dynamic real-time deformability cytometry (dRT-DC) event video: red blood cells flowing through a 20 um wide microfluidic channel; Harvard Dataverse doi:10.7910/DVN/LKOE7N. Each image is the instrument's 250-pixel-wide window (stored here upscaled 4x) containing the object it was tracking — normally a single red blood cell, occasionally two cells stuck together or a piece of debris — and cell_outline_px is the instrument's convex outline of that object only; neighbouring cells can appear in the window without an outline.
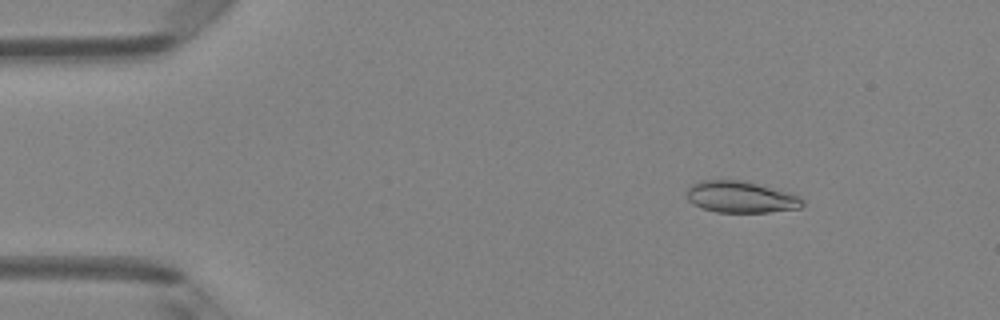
{"species": "Egyptian fruit bat (a non-hibernating species)", "species_latin": "Rousettus aegyptiacus", "temperature_condition": "room temperature", "stored_images_in_passage": 3, "camera_frame_rate_fps": 3000, "um_per_image_px": 0.085, "animal": {"sex": "female"}, "frame": {"image": 1, "passage_image": 1, "time_ms": 0.0, "image_size_px": [1000, 320], "cell_outline_px": [[804, 204], [800, 208], [768, 212], [716, 212], [692, 204], [688, 200], [688, 188], [692, 184], [700, 180], [748, 180], [788, 192], [800, 196], [804, 200]], "centroid_in_image_um": [63.0, 16.73], "position_along_channel_um": 22.0, "area_um2": 21.44}}